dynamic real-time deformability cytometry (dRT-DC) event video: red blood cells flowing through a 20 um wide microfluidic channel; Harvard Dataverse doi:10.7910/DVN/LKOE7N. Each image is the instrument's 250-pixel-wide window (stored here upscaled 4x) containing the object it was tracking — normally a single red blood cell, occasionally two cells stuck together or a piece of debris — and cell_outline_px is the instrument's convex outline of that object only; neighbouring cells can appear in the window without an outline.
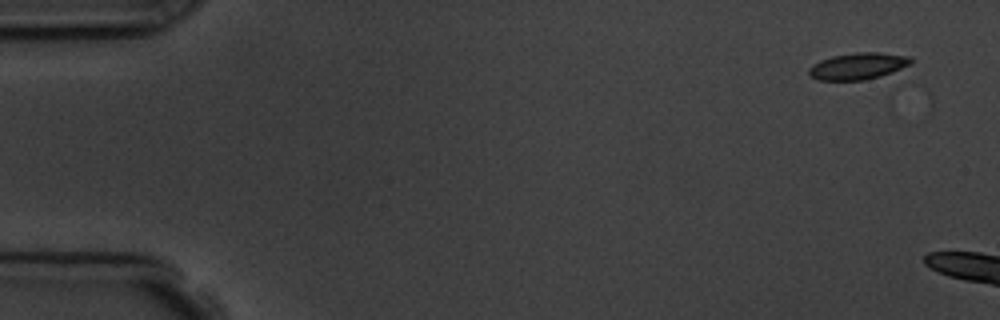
{"species": "common noctule bat (a hibernating species)", "species_latin": "Nyctalus noctula", "temperature_condition": "room temperature", "stored_images_in_passage": 4, "camera_frame_rate_fps": 3000, "um_per_image_px": 0.085, "animal": {"sex": "male", "body_mass_g": 19.5, "forearm_length_mm": 54.6}, "frame": {"image": 1, "passage_image": 1, "time_ms": 0.0, "image_size_px": [1000, 320], "cell_outline_px": [[912, 64], [888, 76], [864, 80], [820, 80], [808, 76], [808, 68], [812, 64], [820, 60], [832, 56], [856, 52], [880, 52], [912, 56]], "centroid_in_image_um": [72.99, 5.62], "position_along_channel_um": 12.0, "area_um2": 16.47}}